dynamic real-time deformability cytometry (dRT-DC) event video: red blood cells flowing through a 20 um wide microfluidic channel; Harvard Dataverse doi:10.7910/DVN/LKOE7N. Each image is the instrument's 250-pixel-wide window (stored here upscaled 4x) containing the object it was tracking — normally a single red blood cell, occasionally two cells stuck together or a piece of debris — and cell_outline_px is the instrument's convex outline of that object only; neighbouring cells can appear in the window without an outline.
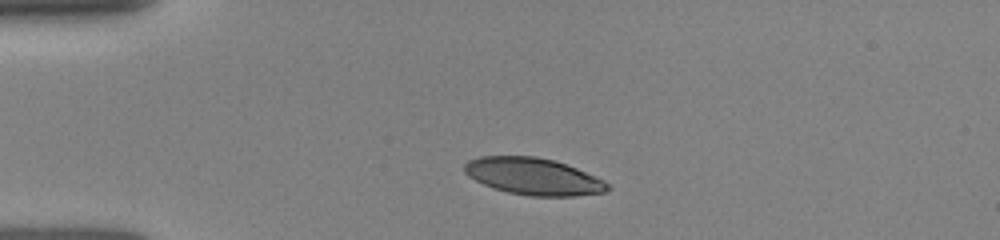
{"species": "human", "species_latin": "Homo sapiens", "temperature_condition": "room temperature", "stored_images_in_passage": 2, "camera_frame_rate_fps": 3000, "um_per_image_px": 0.085, "donor": {"sex": "female"}, "frame": {"image": 1, "passage_image": 1, "time_ms": 0.0, "image_size_px": [1000, 240], "cell_outline_px": [[612, 188], [604, 192], [576, 196], [532, 196], [508, 192], [492, 188], [468, 176], [464, 172], [464, 164], [468, 160], [480, 156], [536, 156], [552, 160], [576, 168], [604, 180]], "centroid_in_image_um": [45.32, 15.0], "position_along_channel_um": 39.7, "area_um2": 30.69}}